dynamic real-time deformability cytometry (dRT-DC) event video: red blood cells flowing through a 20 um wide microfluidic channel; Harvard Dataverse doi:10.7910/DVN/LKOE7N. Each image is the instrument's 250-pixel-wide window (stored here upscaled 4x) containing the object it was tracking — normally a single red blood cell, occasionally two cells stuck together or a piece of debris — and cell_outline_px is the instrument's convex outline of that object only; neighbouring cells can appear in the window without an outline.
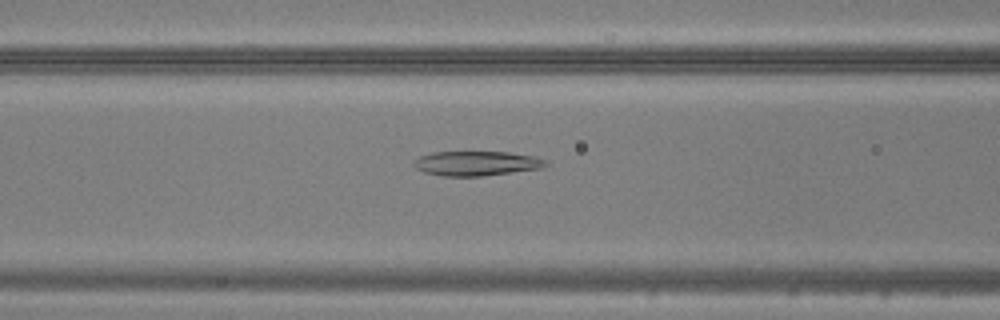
{"species": "common noctule bat (a hibernating species)", "species_latin": "Nyctalus noctula", "temperature_condition": "warm", "stored_images_in_passage": 49, "camera_frame_rate_fps": 3000, "um_per_image_px": 0.085, "animal": {"sex": "male", "body_mass_g": 20.5, "forearm_length_mm": 52.5}, "frame": {"image": 1, "passage_image": 20, "time_ms": 6.333, "image_size_px": [1000, 320], "cell_outline_px": [[548, 164], [544, 168], [480, 176], [444, 176], [424, 172], [416, 168], [412, 164], [412, 160], [420, 156], [432, 152], [508, 152], [536, 156], [544, 160]], "centroid_in_image_um": [40.48, 13.88], "position_along_channel_um": 126.1, "area_um2": 18.96}}
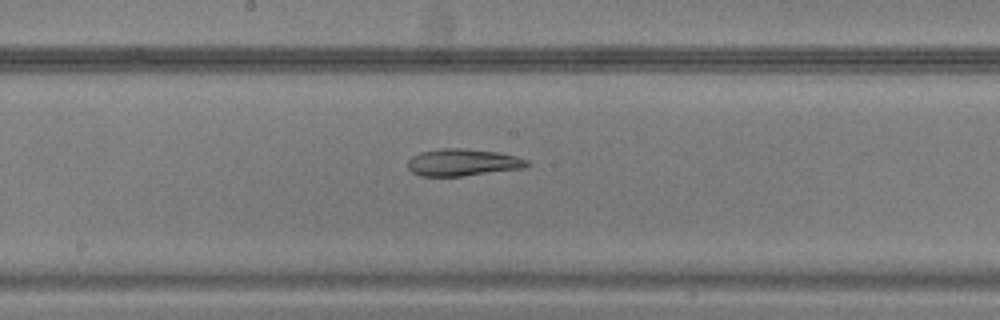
{"frame": {"image": 2, "passage_image": 26, "time_ms": 8.333, "image_size_px": [1000, 320], "cell_outline_px": [[532, 164], [524, 168], [460, 176], [420, 176], [412, 172], [408, 168], [408, 160], [412, 156], [420, 152], [444, 148], [464, 148], [496, 152], [516, 156], [528, 160]], "centroid_in_image_um": [39.34, 13.8], "position_along_channel_um": 208.9, "area_um2": 18.79}}
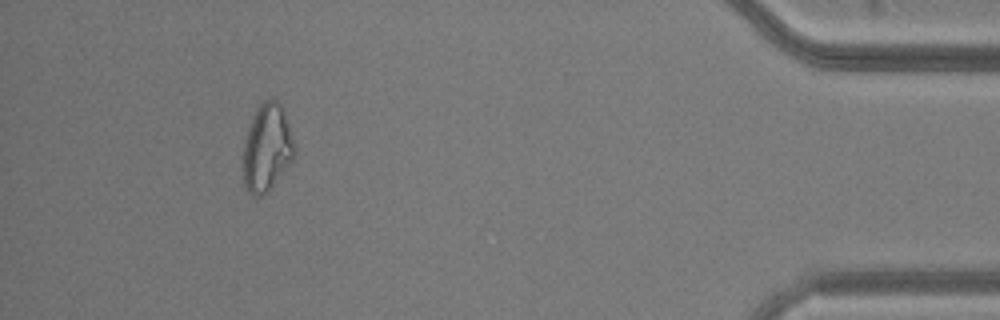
{"frame": {"image": 3, "passage_image": 45, "time_ms": 14.667, "image_size_px": [1000, 320], "cell_outline_px": [[296, 156], [268, 192], [264, 196], [252, 196], [248, 192], [244, 184], [244, 140], [248, 128], [256, 108], [264, 100], [276, 100], [280, 104], [284, 112], [296, 144]], "centroid_in_image_um": [22.72, 12.59], "position_along_channel_um": 412.5, "area_um2": 26.3}}